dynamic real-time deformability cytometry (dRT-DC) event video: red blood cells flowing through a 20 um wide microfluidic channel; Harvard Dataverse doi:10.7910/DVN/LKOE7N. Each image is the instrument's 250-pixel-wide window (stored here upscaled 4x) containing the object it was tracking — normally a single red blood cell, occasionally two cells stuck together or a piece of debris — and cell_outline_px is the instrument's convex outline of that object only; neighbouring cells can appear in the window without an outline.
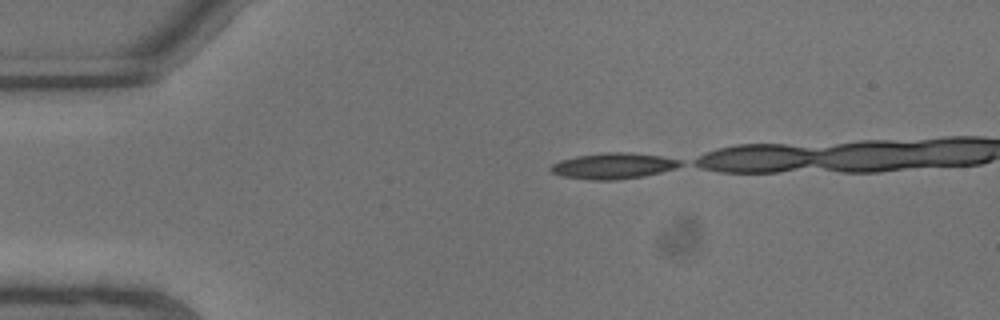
{"species": "common noctule bat (a hibernating species)", "species_latin": "Nyctalus noctula", "temperature_condition": "warm", "stored_images_in_passage": 4, "camera_frame_rate_fps": 3000, "um_per_image_px": 0.085, "animal": {"sex": "male", "body_mass_g": 13.3}, "frame": {"image": 1, "passage_image": 1, "time_ms": 0.0, "image_size_px": [1000, 320], "cell_outline_px": [[684, 164], [676, 168], [644, 176], [616, 180], [592, 180], [560, 176], [552, 172], [548, 168], [552, 164], [560, 160], [576, 156], [604, 152], [628, 152], [660, 156], [680, 160]], "centroid_in_image_um": [52.1, 14.1], "position_along_channel_um": 32.9, "area_um2": 19.65}}